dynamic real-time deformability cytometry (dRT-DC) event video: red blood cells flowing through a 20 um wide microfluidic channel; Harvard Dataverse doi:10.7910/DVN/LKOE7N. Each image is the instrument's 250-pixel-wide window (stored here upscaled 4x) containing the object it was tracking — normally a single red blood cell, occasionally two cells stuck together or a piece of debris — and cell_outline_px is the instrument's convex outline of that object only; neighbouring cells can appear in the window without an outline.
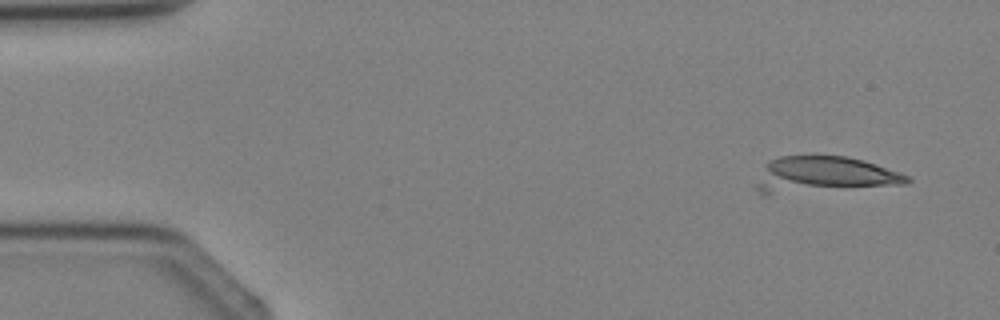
{"species": "Egyptian fruit bat (a non-hibernating species)", "species_latin": "Rousettus aegyptiacus", "temperature_condition": "cold", "stored_images_in_passage": 4, "camera_frame_rate_fps": 3000, "um_per_image_px": 0.085, "animal": {"sex": "female"}, "frame": {"image": 1, "passage_image": 2, "time_ms": 1.333, "image_size_px": [1000, 320], "cell_outline_px": [[912, 180], [908, 184], [768, 196], [760, 196], [752, 188], [768, 164], [772, 160], [780, 156], [844, 156], [864, 160], [912, 176]], "centroid_in_image_um": [70.02, 14.91], "position_along_channel_um": 15.0, "area_um2": 32.48}}